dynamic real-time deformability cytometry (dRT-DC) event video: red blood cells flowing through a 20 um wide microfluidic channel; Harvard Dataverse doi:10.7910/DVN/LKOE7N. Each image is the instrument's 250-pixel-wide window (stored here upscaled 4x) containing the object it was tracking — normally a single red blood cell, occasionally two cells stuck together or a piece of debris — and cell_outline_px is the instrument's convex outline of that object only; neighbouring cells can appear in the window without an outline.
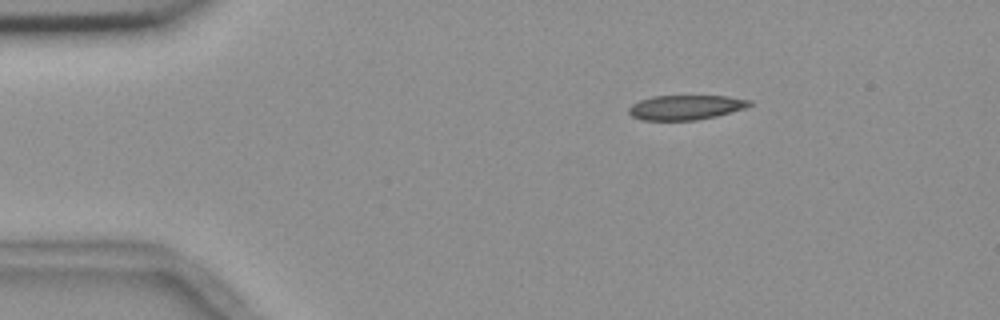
{"species": "common noctule bat (a hibernating species)", "species_latin": "Nyctalus noctula", "temperature_condition": "room temperature", "stored_images_in_passage": 47, "camera_frame_rate_fps": 3000, "um_per_image_px": 0.085, "animal": {"sex": "female", "body_mass_g": 18.4}, "frame": {"image": 1, "passage_image": 1, "time_ms": 0.0, "image_size_px": [1000, 320], "cell_outline_px": [[752, 104], [744, 108], [716, 116], [696, 120], [644, 120], [632, 116], [628, 112], [628, 108], [632, 104], [640, 100], [652, 96], [728, 96], [752, 100]], "centroid_in_image_um": [58.28, 9.12], "position_along_channel_um": 26.7, "area_um2": 17.28}}
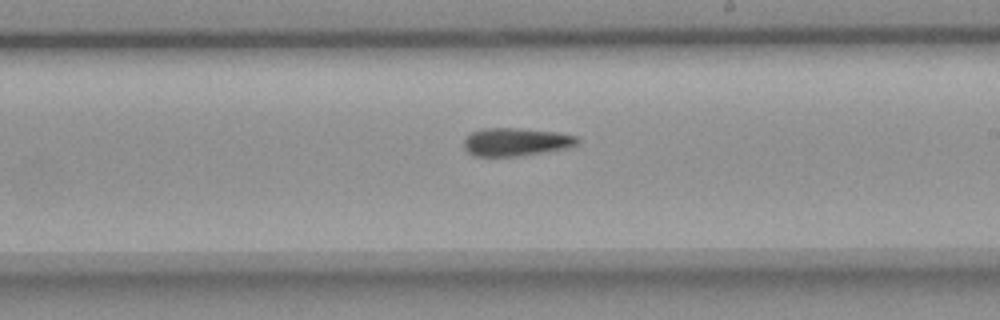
{"frame": {"image": 2, "passage_image": 24, "time_ms": 7.667, "image_size_px": [1000, 320], "cell_outline_px": [[580, 140], [576, 144], [560, 148], [540, 152], [516, 156], [476, 156], [468, 152], [464, 148], [464, 140], [472, 132], [484, 128], [520, 128], [556, 132], [576, 136]], "centroid_in_image_um": [43.79, 12.05], "position_along_channel_um": 245.2, "area_um2": 18.09}}
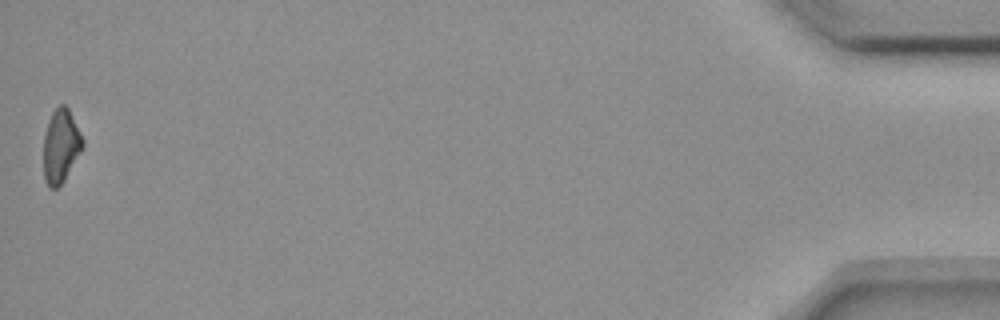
{"frame": {"image": 3, "passage_image": 47, "time_ms": 15.333, "image_size_px": [1000, 320], "cell_outline_px": [[84, 148], [64, 180], [56, 188], [48, 188], [44, 176], [44, 136], [52, 112], [60, 104], [64, 104], [68, 108], [84, 140]], "centroid_in_image_um": [5.19, 12.42], "position_along_channel_um": 430.0, "area_um2": 16.65}}